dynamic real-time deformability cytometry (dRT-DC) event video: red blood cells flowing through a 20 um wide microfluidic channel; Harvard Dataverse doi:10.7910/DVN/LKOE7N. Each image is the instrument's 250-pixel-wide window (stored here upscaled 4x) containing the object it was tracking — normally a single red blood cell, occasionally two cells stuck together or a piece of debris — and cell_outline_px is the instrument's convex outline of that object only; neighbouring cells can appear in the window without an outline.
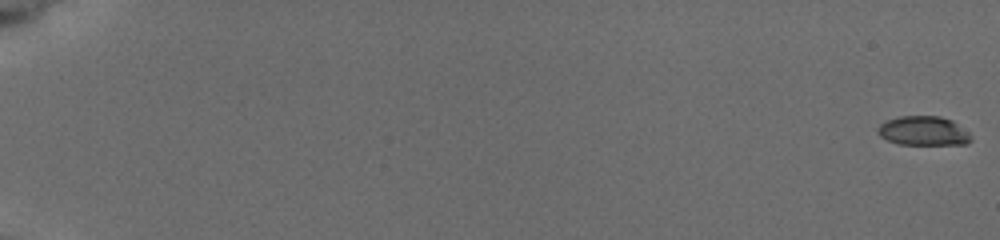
{"species": "common noctule bat (a hibernating species)", "species_latin": "Nyctalus noctula", "temperature_condition": "cold", "stored_images_in_passage": 47, "camera_frame_rate_fps": 3000, "um_per_image_px": 0.085, "animal": {"sex": "female", "body_mass_g": 19.5, "forearm_length_mm": 54.1}, "frame": {"image": 1, "passage_image": 1, "time_ms": 0.0, "image_size_px": [1000, 240], "cell_outline_px": [[972, 140], [968, 144], [900, 144], [888, 140], [880, 136], [876, 132], [876, 128], [880, 124], [888, 120], [900, 116], [940, 116], [952, 120]], "centroid_in_image_um": [78.42, 11.12], "position_along_channel_um": 6.6, "area_um2": 15.55}}
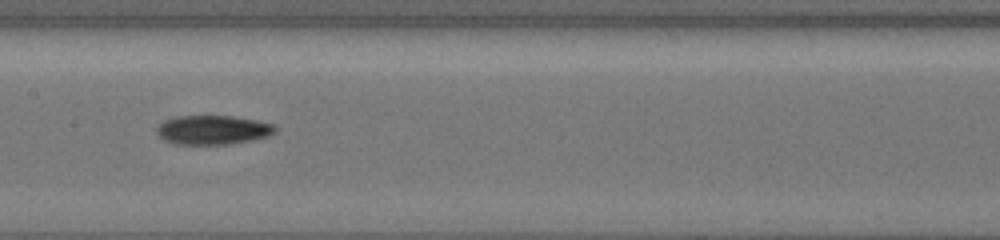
{"frame": {"image": 2, "passage_image": 27, "time_ms": 10.333, "image_size_px": [1000, 240], "cell_outline_px": [[276, 132], [268, 136], [252, 140], [228, 144], [176, 144], [164, 140], [156, 132], [156, 128], [164, 120], [176, 116], [232, 116], [256, 120], [272, 124], [276, 128]], "centroid_in_image_um": [18.08, 11.04], "position_along_channel_um": 189.3, "area_um2": 20.06}}
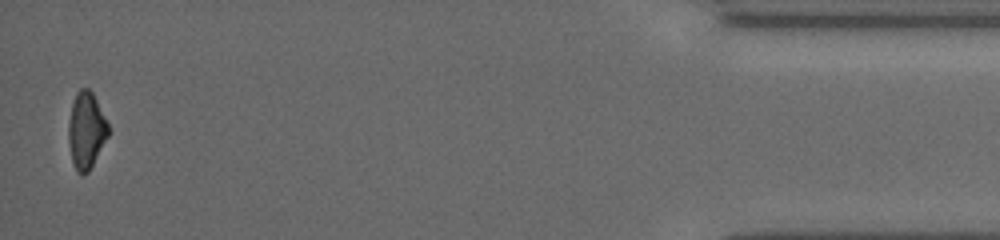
{"frame": {"image": 3, "passage_image": 47, "time_ms": 18.333, "image_size_px": [1000, 240], "cell_outline_px": [[108, 136], [88, 172], [84, 176], [80, 176], [76, 172], [72, 160], [68, 140], [68, 124], [72, 104], [76, 92], [80, 88], [88, 88], [92, 92], [108, 124]], "centroid_in_image_um": [7.31, 11.11], "position_along_channel_um": 427.9, "area_um2": 17.63}, "authors_computed_cell_mechanics": {"area_um2": 18.1492, "velocity_mm_per_s": 3.8596, "shape_relaxation_time_tau1_ms": 6.3059, "shape_relaxation_time_tau2_ms": null, "deformation_change_tau1": 0.1318, "deformation_change_tau2": null}}